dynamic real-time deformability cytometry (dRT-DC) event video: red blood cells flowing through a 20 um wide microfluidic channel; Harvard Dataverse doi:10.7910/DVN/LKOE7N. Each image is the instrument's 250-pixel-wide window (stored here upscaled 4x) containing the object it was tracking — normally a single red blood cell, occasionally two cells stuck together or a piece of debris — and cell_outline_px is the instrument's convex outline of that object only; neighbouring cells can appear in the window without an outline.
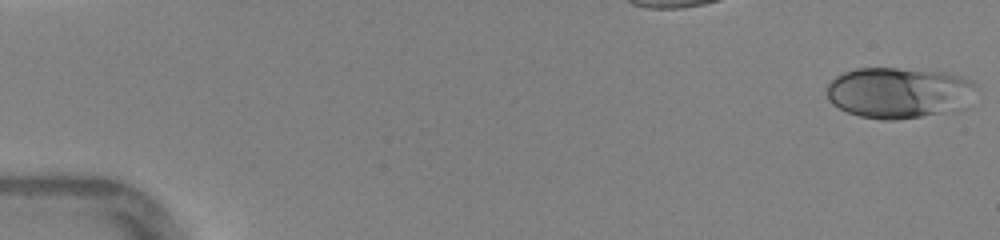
{"species": "human", "species_latin": "Homo sapiens", "temperature_condition": "warm", "stored_images_in_passage": 46, "camera_frame_rate_fps": 3000, "um_per_image_px": 0.085, "donor": {"sex": "female"}, "frame": {"image": 1, "passage_image": 1, "time_ms": 0.0, "image_size_px": [1000, 240], "cell_outline_px": [[972, 84], [968, 108], [956, 112], [892, 120], [884, 120], [860, 116], [848, 112], [832, 104], [828, 100], [828, 84], [836, 76], [844, 72], [856, 68], [896, 68], [944, 72], [960, 76], [972, 80]], "centroid_in_image_um": [76.41, 7.89], "position_along_channel_um": 8.6, "area_um2": 44.45}}
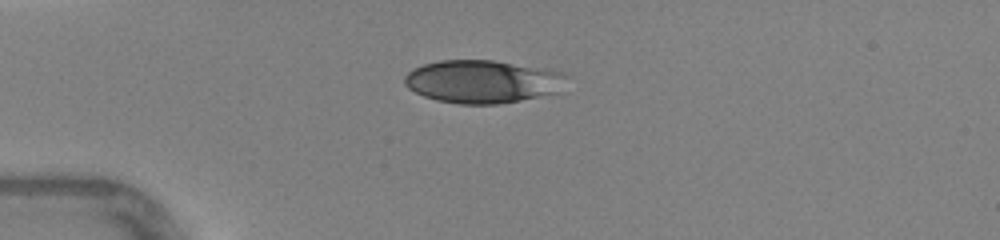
{"frame": {"image": 2, "passage_image": 12, "time_ms": 3.667, "image_size_px": [1000, 240], "cell_outline_px": [[568, 76], [556, 92], [520, 100], [496, 104], [460, 104], [436, 100], [424, 96], [408, 88], [404, 84], [404, 76], [412, 68], [424, 64], [440, 60], [492, 60], [564, 72]], "centroid_in_image_um": [40.95, 6.92], "position_along_channel_um": 44.0, "area_um2": 40.23}}
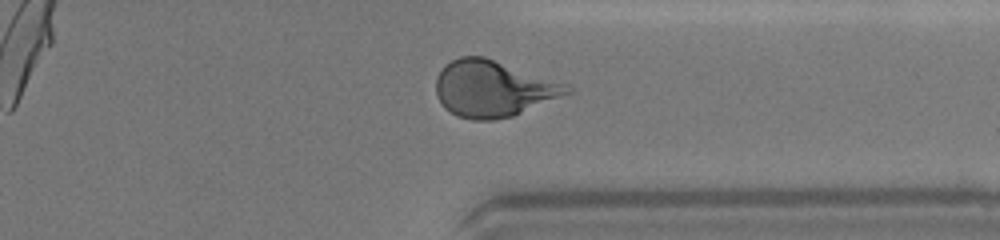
{"frame": {"image": 3, "passage_image": 36, "time_ms": 11.667, "image_size_px": [1000, 240], "cell_outline_px": [[576, 92], [512, 116], [496, 120], [472, 120], [456, 116], [444, 108], [436, 96], [436, 76], [440, 68], [444, 64], [460, 56], [484, 56], [568, 84]], "centroid_in_image_um": [41.92, 7.54], "position_along_channel_um": 369.5, "area_um2": 43.58}, "authors_computed_cell_mechanics": {"area_um2": 41.0958, "velocity_mm_per_s": 4.3986, "shape_relaxation_time_tau1_ms": 4.0385, "shape_relaxation_time_tau2_ms": null, "deformation_change_tau1": 0.1739, "deformation_change_tau2": null}}